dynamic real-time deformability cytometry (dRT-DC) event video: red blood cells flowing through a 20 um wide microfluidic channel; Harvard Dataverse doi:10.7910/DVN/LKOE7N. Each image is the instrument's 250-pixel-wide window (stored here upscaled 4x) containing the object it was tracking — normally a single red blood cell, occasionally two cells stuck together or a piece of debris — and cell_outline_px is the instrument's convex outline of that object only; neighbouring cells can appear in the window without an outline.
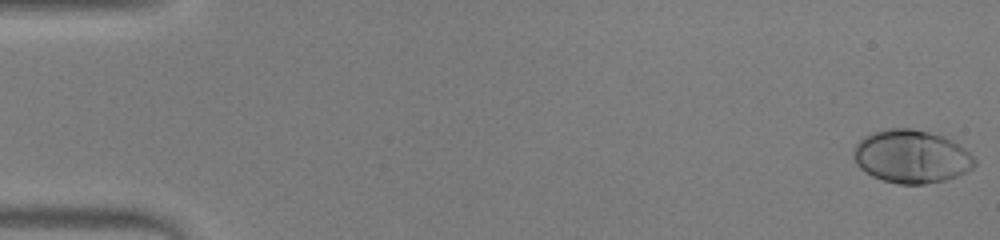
{"species": "human", "species_latin": "Homo sapiens", "temperature_condition": "warm", "stored_images_in_passage": 53, "camera_frame_rate_fps": 3000, "um_per_image_px": 0.085, "donor": {"sex": "male"}, "frame": {"image": 1, "passage_image": 1, "time_ms": 0.0, "image_size_px": [1000, 240], "cell_outline_px": [[976, 164], [972, 168], [956, 176], [944, 180], [924, 184], [896, 184], [872, 176], [860, 168], [856, 164], [852, 156], [852, 152], [856, 144], [864, 136], [872, 132], [888, 128], [912, 128], [944, 136], [952, 140], [964, 148], [976, 160]], "centroid_in_image_um": [77.44, 13.3], "position_along_channel_um": 7.6, "area_um2": 37.51}}
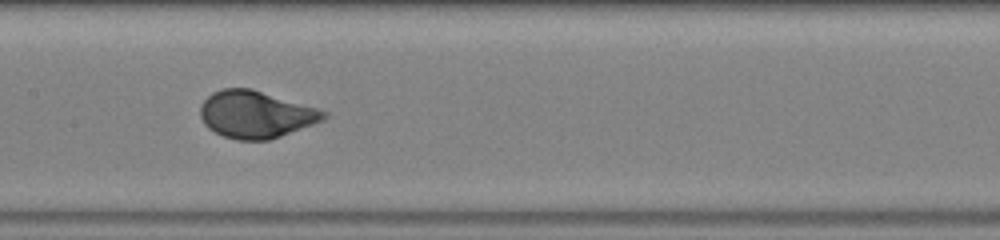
{"frame": {"image": 2, "passage_image": 27, "time_ms": 8.667, "image_size_px": [1000, 240], "cell_outline_px": [[328, 116], [324, 120], [280, 136], [268, 140], [236, 140], [224, 136], [208, 128], [204, 124], [200, 116], [200, 104], [212, 92], [224, 88], [252, 88], [316, 108], [328, 112]], "centroid_in_image_um": [21.72, 9.72], "position_along_channel_um": 185.7, "area_um2": 33.81}}
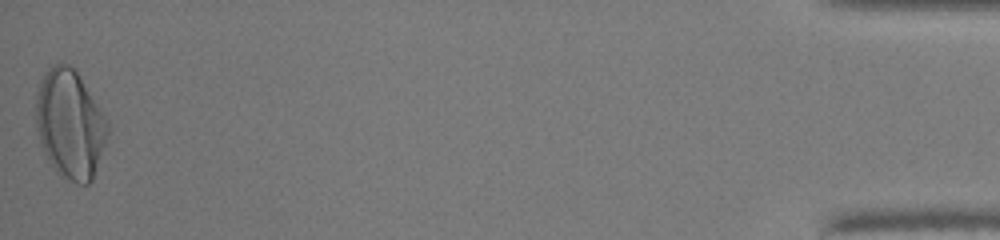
{"frame": {"image": 3, "passage_image": 53, "time_ms": 17.333, "image_size_px": [1000, 240], "cell_outline_px": [[108, 136], [92, 180], [88, 184], [76, 184], [60, 176], [56, 172], [48, 160], [40, 144], [36, 128], [36, 92], [40, 80], [44, 72], [52, 64], [68, 64], [76, 68], [108, 120]], "centroid_in_image_um": [5.94, 10.53], "position_along_channel_um": 429.3, "area_um2": 46.07}, "authors_computed_cell_mechanics": {"area_um2": 34.5644, "velocity_mm_per_s": 3.9142, "shape_relaxation_time_tau1_ms": 2.7271, "shape_relaxation_time_tau2_ms": null, "deformation_change_tau1": 0.1899, "deformation_change_tau2": null}}